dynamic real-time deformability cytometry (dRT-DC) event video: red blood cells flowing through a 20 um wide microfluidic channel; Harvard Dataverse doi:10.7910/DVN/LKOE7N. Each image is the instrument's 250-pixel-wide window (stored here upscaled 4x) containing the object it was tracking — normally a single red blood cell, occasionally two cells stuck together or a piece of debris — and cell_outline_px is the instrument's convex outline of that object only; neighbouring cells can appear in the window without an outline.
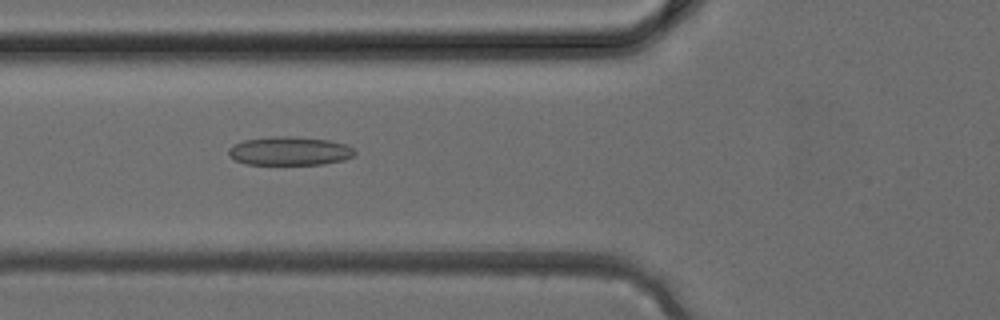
{"species": "common noctule bat (a hibernating species)", "species_latin": "Nyctalus noctula", "temperature_condition": "cold", "stored_images_in_passage": 37, "camera_frame_rate_fps": 3000, "um_per_image_px": 0.085, "animal": {"sex": "female", "body_mass_g": 24.6, "forearm_length_mm": 56.2}, "frame": {"image": 1, "passage_image": 14, "time_ms": 4.333, "image_size_px": [1000, 320], "cell_outline_px": [[356, 152], [352, 156], [344, 160], [324, 164], [244, 164], [228, 156], [228, 148], [244, 140], [276, 136], [288, 136], [328, 140], [344, 144], [352, 148]], "centroid_in_image_um": [24.6, 12.84], "position_along_channel_um": 101.2, "area_um2": 20.87}}
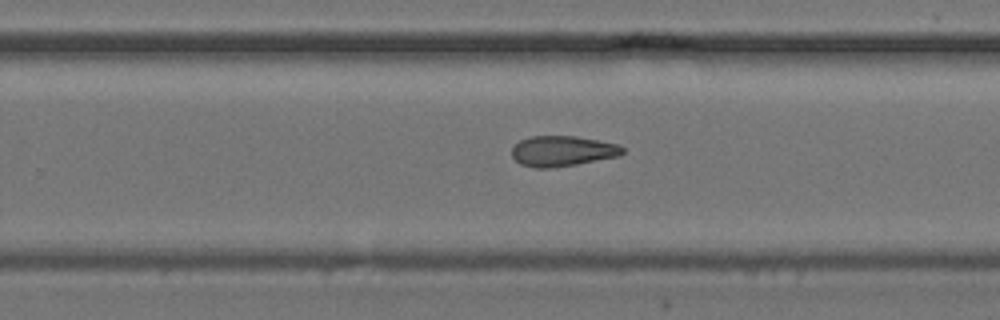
{"frame": {"image": 2, "passage_image": 24, "time_ms": 7.667, "image_size_px": [1000, 320], "cell_outline_px": [[624, 152], [620, 156], [576, 164], [552, 168], [536, 168], [520, 164], [512, 156], [512, 148], [520, 140], [532, 136], [576, 136], [616, 144], [624, 148]], "centroid_in_image_um": [47.79, 12.84], "position_along_channel_um": 282.0, "area_um2": 19.54}}
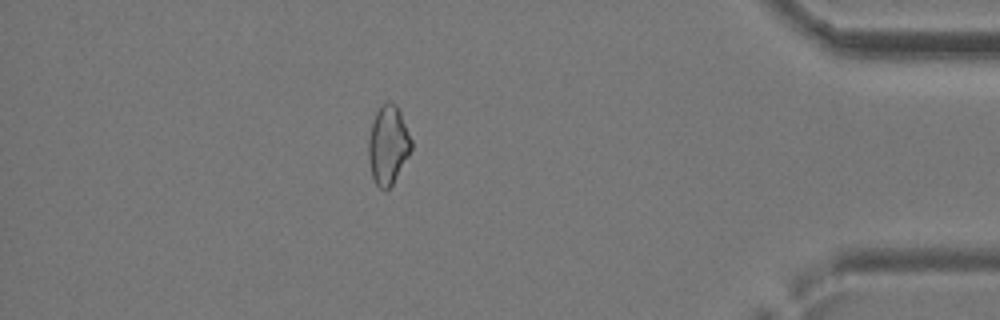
{"frame": {"image": 3, "passage_image": 33, "time_ms": 10.667, "image_size_px": [1000, 320], "cell_outline_px": [[412, 148], [408, 156], [392, 184], [384, 192], [372, 180], [368, 156], [368, 140], [372, 124], [376, 112], [388, 100], [400, 112], [412, 140]], "centroid_in_image_um": [32.97, 12.37], "position_along_channel_um": 402.2, "area_um2": 19.36}}